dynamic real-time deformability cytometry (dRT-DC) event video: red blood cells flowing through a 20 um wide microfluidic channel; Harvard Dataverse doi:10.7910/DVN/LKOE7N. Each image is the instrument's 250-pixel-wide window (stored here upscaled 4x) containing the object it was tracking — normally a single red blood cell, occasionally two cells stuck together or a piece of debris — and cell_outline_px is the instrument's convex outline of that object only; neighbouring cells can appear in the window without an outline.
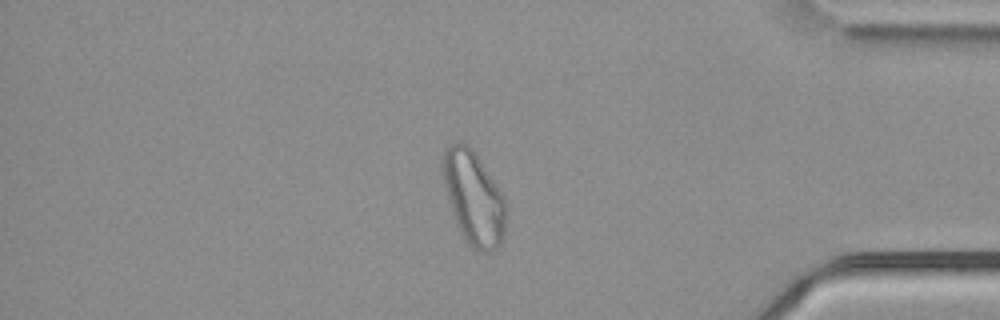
{"species": "common noctule bat (a hibernating species)", "species_latin": "Nyctalus noctula", "temperature_condition": "cold", "stored_images_in_passage": 57, "camera_frame_rate_fps": 3000, "um_per_image_px": 0.085, "animal": {"sex": "male", "body_mass_g": 21.5, "forearm_length_mm": 52.0}, "frame": {"image": 1, "passage_image": 49, "time_ms": 16.0, "image_size_px": [1000, 320], "cell_outline_px": [[508, 212], [504, 240], [496, 248], [488, 252], [480, 252], [468, 244], [464, 240], [456, 224], [444, 184], [440, 168], [440, 164], [444, 148], [448, 144], [456, 140], [460, 140], [472, 148], [476, 152], [504, 196]], "centroid_in_image_um": [40.26, 16.79], "position_along_channel_um": 394.9, "area_um2": 35.43}}